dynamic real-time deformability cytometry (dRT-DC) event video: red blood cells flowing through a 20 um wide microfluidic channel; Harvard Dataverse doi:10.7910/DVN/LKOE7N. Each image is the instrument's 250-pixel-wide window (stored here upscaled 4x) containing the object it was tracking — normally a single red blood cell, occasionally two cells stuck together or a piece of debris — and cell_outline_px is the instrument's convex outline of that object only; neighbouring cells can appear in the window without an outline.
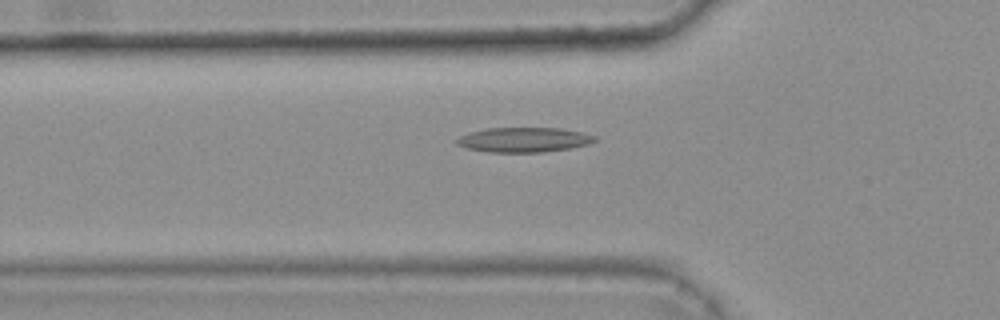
{"species": "common noctule bat (a hibernating species)", "species_latin": "Nyctalus noctula", "temperature_condition": "warm", "stored_images_in_passage": 43, "camera_frame_rate_fps": 3000, "um_per_image_px": 0.085, "animal": {"sex": "female", "body_mass_g": 25.1}, "frame": {"image": 1, "passage_image": 13, "time_ms": 4.0, "image_size_px": [1000, 320], "cell_outline_px": [[600, 140], [592, 144], [572, 148], [544, 152], [488, 152], [468, 148], [456, 144], [456, 140], [460, 136], [472, 132], [488, 128], [560, 128], [580, 132], [596, 136]], "centroid_in_image_um": [44.62, 11.89], "position_along_channel_um": 81.2, "area_um2": 20.0}, "authors_computed_cell_mechanics": {"area_um2": 18.6694, "velocity_mm_per_s": 3.769, "shape_relaxation_time_tau1_ms": null, "shape_relaxation_time_tau2_ms": 5.2972, "deformation_change_tau1": null, "deformation_change_tau2": 0.142}}